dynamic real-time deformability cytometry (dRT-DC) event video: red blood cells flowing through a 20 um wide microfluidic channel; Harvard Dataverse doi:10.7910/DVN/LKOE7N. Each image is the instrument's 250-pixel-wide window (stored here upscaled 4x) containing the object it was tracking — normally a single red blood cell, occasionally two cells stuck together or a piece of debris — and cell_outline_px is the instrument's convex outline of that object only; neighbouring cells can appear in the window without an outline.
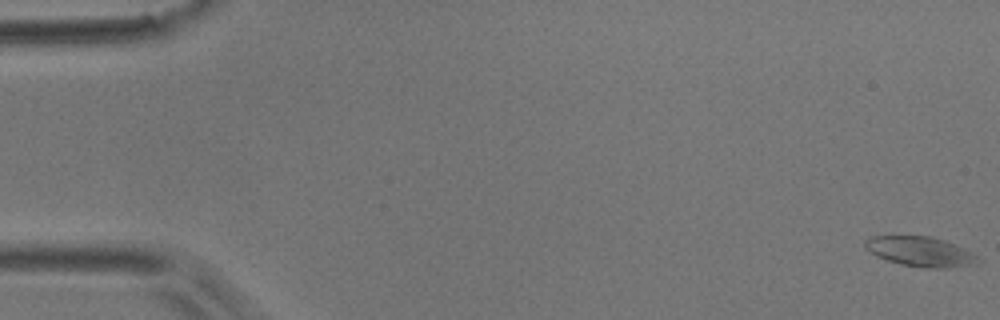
{"species": "common noctule bat (a hibernating species)", "species_latin": "Nyctalus noctula", "temperature_condition": "room temperature", "stored_images_in_passage": 54, "camera_frame_rate_fps": 3000, "um_per_image_px": 0.085, "animal": {"sex": "male", "body_mass_g": 17.9}, "frame": {"image": 1, "passage_image": 1, "time_ms": 0.0, "image_size_px": [1000, 320], "cell_outline_px": [[984, 260], [980, 264], [948, 268], [924, 268], [900, 264], [876, 256], [864, 248], [864, 240], [872, 236], [932, 236], [944, 240], [964, 248], [972, 252]], "centroid_in_image_um": [78.28, 21.39], "position_along_channel_um": 6.7, "area_um2": 20.0}}
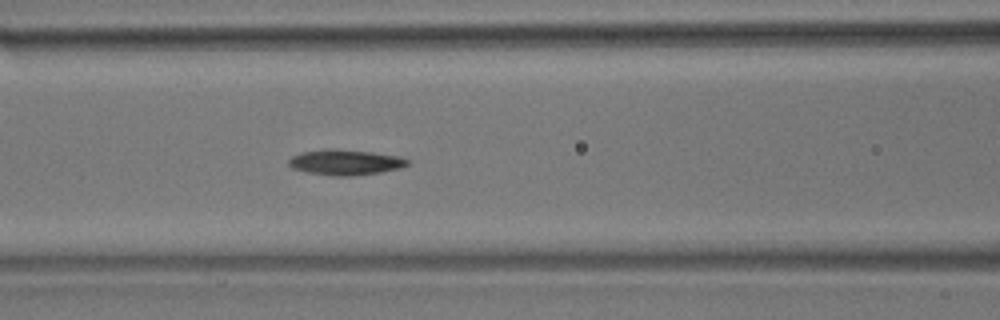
{"frame": {"image": 2, "passage_image": 23, "time_ms": 7.333, "image_size_px": [1000, 320], "cell_outline_px": [[408, 164], [400, 168], [380, 172], [348, 176], [340, 176], [308, 172], [292, 168], [288, 164], [288, 160], [292, 156], [300, 152], [324, 148], [336, 148], [372, 152], [400, 156], [408, 160]], "centroid_in_image_um": [29.32, 13.77], "position_along_channel_um": 137.3, "area_um2": 17.63}}
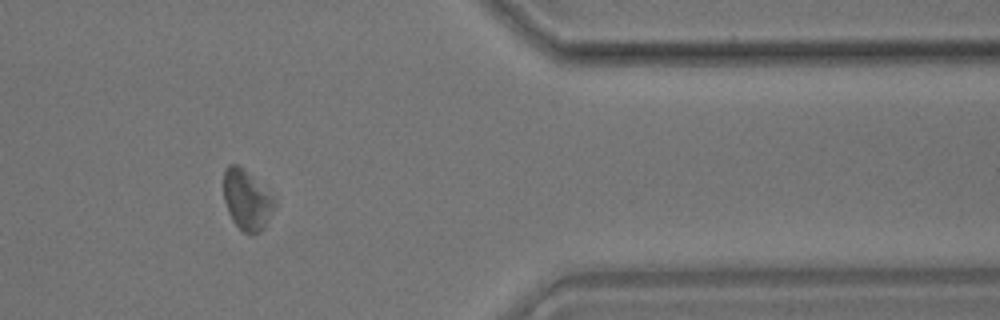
{"frame": {"image": 3, "passage_image": 45, "time_ms": 14.667, "image_size_px": [1000, 320], "cell_outline_px": [[276, 204], [264, 228], [260, 232], [244, 232], [232, 220], [228, 212], [224, 200], [224, 168], [228, 164], [236, 164], [244, 168], [276, 200]], "centroid_in_image_um": [20.96, 16.96], "position_along_channel_um": 390.4, "area_um2": 17.57}, "authors_computed_cell_mechanics": {"area_um2": 17.7735, "velocity_mm_per_s": 3.7484, "shape_relaxation_time_tau1_ms": 3.845, "shape_relaxation_time_tau2_ms": null, "deformation_change_tau1": 0.0714, "deformation_change_tau2": null}}